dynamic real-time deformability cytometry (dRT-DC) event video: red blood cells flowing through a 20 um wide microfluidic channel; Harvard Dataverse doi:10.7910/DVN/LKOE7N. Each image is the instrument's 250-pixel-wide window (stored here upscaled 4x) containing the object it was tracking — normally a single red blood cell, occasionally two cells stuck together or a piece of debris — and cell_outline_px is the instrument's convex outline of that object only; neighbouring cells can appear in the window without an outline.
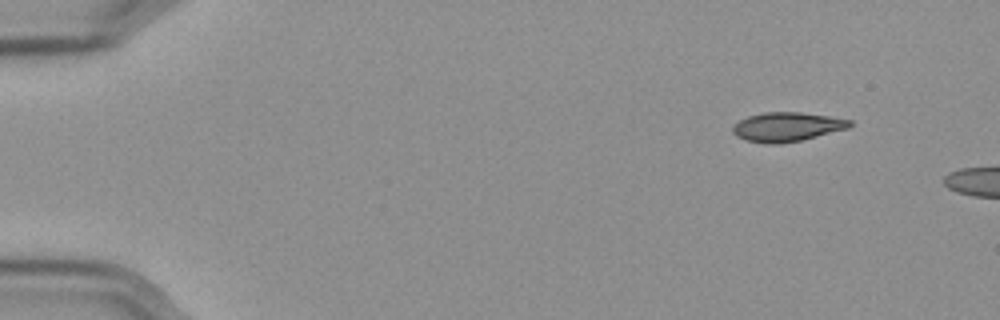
{"species": "Egyptian fruit bat (a non-hibernating species)", "species_latin": "Rousettus aegyptiacus", "temperature_condition": "cold", "stored_images_in_passage": 11, "camera_frame_rate_fps": 3000, "um_per_image_px": 0.085, "frame": {"image": 1, "passage_image": 1, "time_ms": 0.0, "image_size_px": [1000, 320], "cell_outline_px": [[852, 124], [848, 128], [800, 140], [780, 144], [764, 144], [744, 140], [736, 136], [732, 132], [732, 124], [748, 116], [764, 112], [800, 112], [828, 116], [852, 120]], "centroid_in_image_um": [66.83, 10.79], "position_along_channel_um": 18.2, "area_um2": 19.94}}